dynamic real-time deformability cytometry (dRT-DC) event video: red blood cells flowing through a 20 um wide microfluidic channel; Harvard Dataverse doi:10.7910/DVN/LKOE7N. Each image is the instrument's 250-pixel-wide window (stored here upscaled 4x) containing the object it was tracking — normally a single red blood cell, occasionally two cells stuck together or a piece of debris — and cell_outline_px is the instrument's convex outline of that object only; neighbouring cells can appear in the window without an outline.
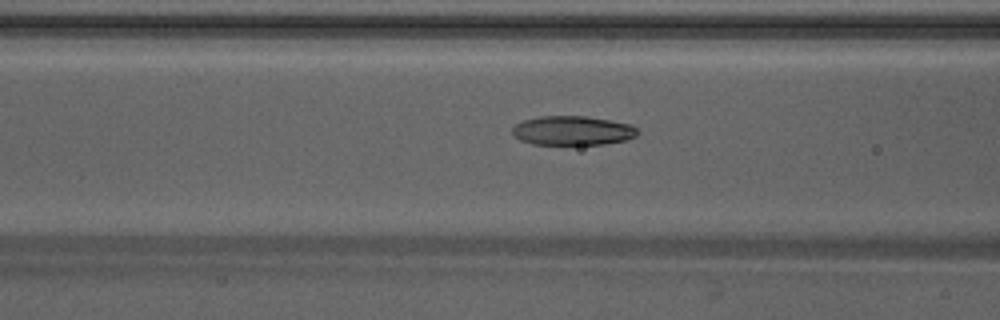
{"species": "Egyptian fruit bat (a non-hibernating species)", "species_latin": "Rousettus aegyptiacus", "temperature_condition": "warm", "stored_images_in_passage": 49, "camera_frame_rate_fps": 3000, "um_per_image_px": 0.085, "animal": {"sex": "male"}, "frame": {"image": 1, "passage_image": 20, "time_ms": 6.333, "image_size_px": [1000, 320], "cell_outline_px": [[640, 132], [636, 136], [624, 140], [604, 144], [532, 144], [520, 140], [512, 132], [512, 128], [516, 124], [524, 120], [540, 116], [588, 116], [632, 124]], "centroid_in_image_um": [48.69, 11.09], "position_along_channel_um": 117.9, "area_um2": 21.33}}
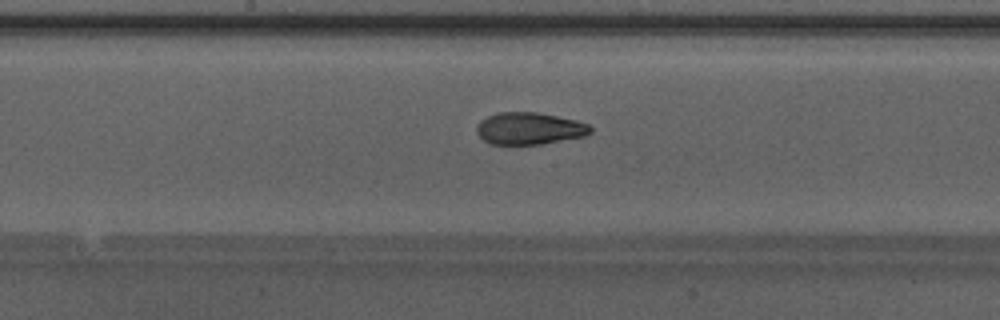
{"frame": {"image": 2, "passage_image": 26, "time_ms": 8.333, "image_size_px": [1000, 320], "cell_outline_px": [[592, 132], [588, 136], [540, 144], [492, 144], [484, 140], [476, 132], [476, 124], [480, 120], [488, 116], [500, 112], [536, 112], [576, 120], [588, 124], [592, 128]], "centroid_in_image_um": [45.01, 10.92], "position_along_channel_um": 203.2, "area_um2": 21.33}}
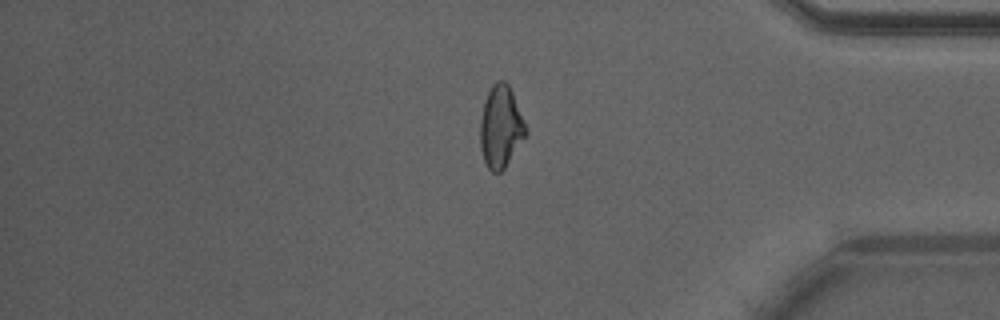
{"frame": {"image": 3, "passage_image": 41, "time_ms": 13.333, "image_size_px": [1000, 320], "cell_outline_px": [[528, 132], [504, 168], [500, 172], [492, 172], [488, 168], [484, 160], [480, 148], [480, 120], [484, 104], [488, 92], [492, 84], [496, 80], [504, 80], [508, 84], [512, 92]], "centroid_in_image_um": [42.55, 10.77], "position_along_channel_um": 392.7, "area_um2": 21.5}, "authors_computed_cell_mechanics": {"area_um2": 21.7906, "velocity_mm_per_s": 4.2579, "shape_relaxation_time_tau1_ms": null, "shape_relaxation_time_tau2_ms": 1.7113, "deformation_change_tau1": null, "deformation_change_tau2": 0.0826}}